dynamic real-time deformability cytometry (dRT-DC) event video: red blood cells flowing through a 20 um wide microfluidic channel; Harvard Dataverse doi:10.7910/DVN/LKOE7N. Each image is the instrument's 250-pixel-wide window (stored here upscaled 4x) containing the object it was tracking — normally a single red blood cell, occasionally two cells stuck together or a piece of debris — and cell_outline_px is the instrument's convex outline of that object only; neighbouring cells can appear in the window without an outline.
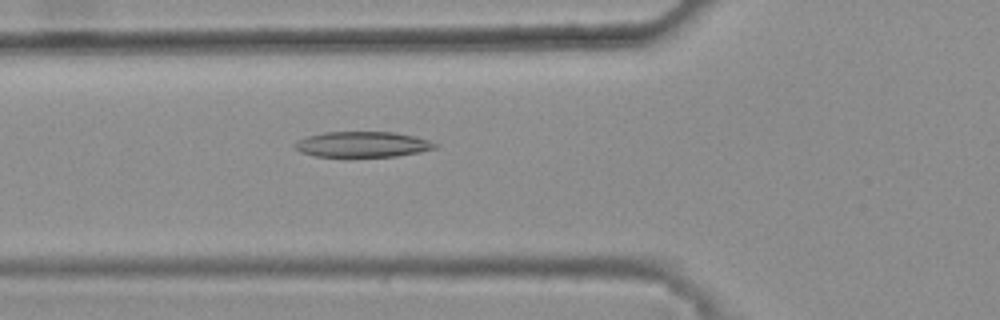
{"species": "common noctule bat (a hibernating species)", "species_latin": "Nyctalus noctula", "temperature_condition": "warm", "stored_images_in_passage": 31, "camera_frame_rate_fps": 3000, "um_per_image_px": 0.085, "animal": {"sex": "female", "body_mass_g": 25.1}, "frame": {"image": 1, "passage_image": 3, "time_ms": 0.667, "image_size_px": [1000, 320], "cell_outline_px": [[440, 144], [436, 148], [420, 152], [396, 156], [316, 156], [300, 152], [292, 148], [292, 144], [296, 140], [308, 136], [324, 132], [392, 132], [412, 136], [428, 140]], "centroid_in_image_um": [30.77, 12.27], "position_along_channel_um": 95.0, "area_um2": 20.87}}
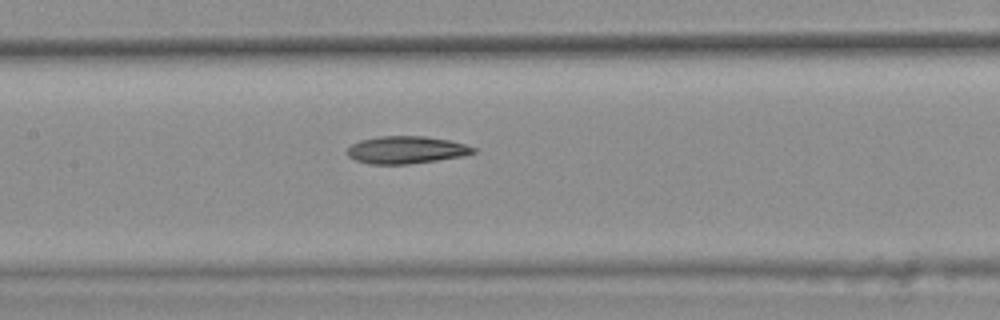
{"frame": {"image": 2, "passage_image": 9, "time_ms": 2.667, "image_size_px": [1000, 320], "cell_outline_px": [[476, 152], [464, 156], [408, 164], [368, 164], [356, 160], [348, 156], [348, 148], [352, 144], [360, 140], [380, 136], [424, 136], [448, 140], [464, 144], [476, 148]], "centroid_in_image_um": [34.53, 12.74], "position_along_channel_um": 172.9, "area_um2": 20.06}}
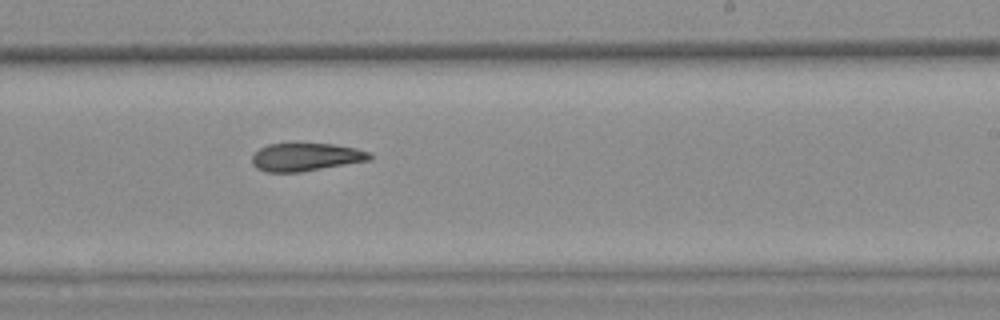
{"frame": {"image": 3, "passage_image": 16, "time_ms": 5.0, "image_size_px": [1000, 320], "cell_outline_px": [[372, 160], [300, 172], [264, 172], [256, 168], [252, 164], [252, 156], [260, 148], [268, 144], [296, 140], [332, 144], [356, 148], [368, 152], [372, 156]], "centroid_in_image_um": [25.96, 13.3], "position_along_channel_um": 263.0, "area_um2": 20.06}, "authors_computed_cell_mechanics": {"area_um2": 19.8832, "velocity_mm_per_s": 3.8756, "shape_relaxation_time_tau1_ms": null, "shape_relaxation_time_tau2_ms": 7.1348, "deformation_change_tau1": null, "deformation_change_tau2": 0.1683}}